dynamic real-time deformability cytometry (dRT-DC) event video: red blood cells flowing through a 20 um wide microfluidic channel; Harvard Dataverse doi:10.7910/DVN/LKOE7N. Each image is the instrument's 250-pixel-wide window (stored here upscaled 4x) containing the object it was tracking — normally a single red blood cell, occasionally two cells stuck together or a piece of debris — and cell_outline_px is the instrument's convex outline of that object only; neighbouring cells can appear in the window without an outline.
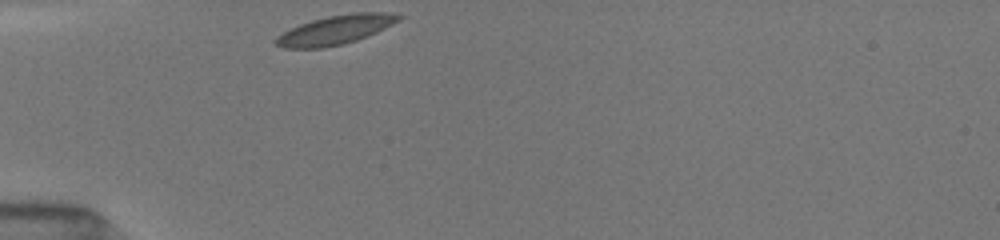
{"species": "common noctule bat (a hibernating species)", "species_latin": "Nyctalus noctula", "temperature_condition": "room temperature", "stored_images_in_passage": 29, "camera_frame_rate_fps": 3000, "um_per_image_px": 0.085, "animal": {"sex": "female", "body_mass_g": 19.5, "forearm_length_mm": 54.1}, "frame": {"image": 1, "passage_image": 1, "time_ms": 0.0, "image_size_px": [1000, 240], "cell_outline_px": [[404, 16], [400, 20], [368, 36], [344, 44], [324, 48], [284, 48], [276, 44], [272, 40], [276, 36], [300, 24], [312, 20], [328, 16], [356, 12], [384, 12]], "centroid_in_image_um": [28.5, 2.54], "position_along_channel_um": 56.5, "area_um2": 20.75}}
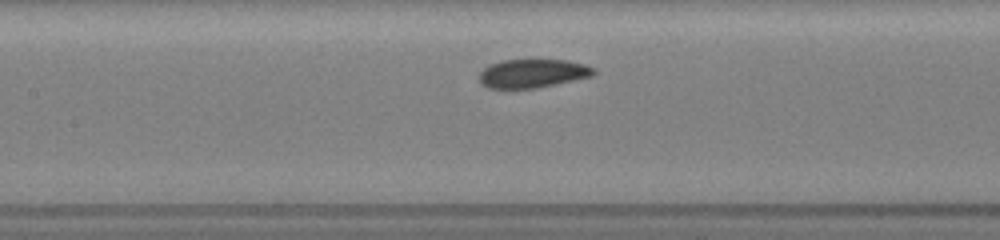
{"frame": {"image": 2, "passage_image": 10, "time_ms": 3.0, "image_size_px": [1000, 240], "cell_outline_px": [[596, 72], [592, 76], [556, 84], [536, 88], [488, 88], [480, 84], [480, 72], [484, 68], [492, 64], [504, 60], [568, 60], [584, 64], [596, 68]], "centroid_in_image_um": [45.3, 6.24], "position_along_channel_um": 162.1, "area_um2": 19.02}}
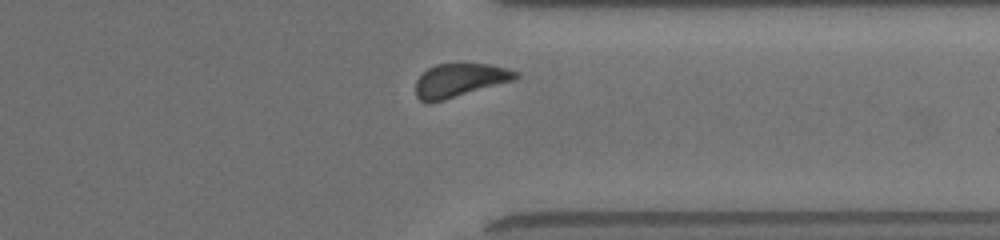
{"frame": {"image": 3, "passage_image": 26, "time_ms": 8.333, "image_size_px": [1000, 240], "cell_outline_px": [[520, 76], [512, 80], [444, 100], [428, 104], [420, 100], [416, 96], [416, 80], [428, 68], [436, 64], [456, 60], [464, 60], [492, 64], [520, 72]], "centroid_in_image_um": [39.07, 6.75], "position_along_channel_um": 372.3, "area_um2": 20.29}, "authors_computed_cell_mechanics": {"area_um2": 20.1722, "velocity_mm_per_s": 3.9466, "shape_relaxation_time_tau1_ms": 1.2327, "shape_relaxation_time_tau2_ms": 4.0333, "deformation_change_tau1": 0.0591, "deformation_change_tau2": 0.0697}}